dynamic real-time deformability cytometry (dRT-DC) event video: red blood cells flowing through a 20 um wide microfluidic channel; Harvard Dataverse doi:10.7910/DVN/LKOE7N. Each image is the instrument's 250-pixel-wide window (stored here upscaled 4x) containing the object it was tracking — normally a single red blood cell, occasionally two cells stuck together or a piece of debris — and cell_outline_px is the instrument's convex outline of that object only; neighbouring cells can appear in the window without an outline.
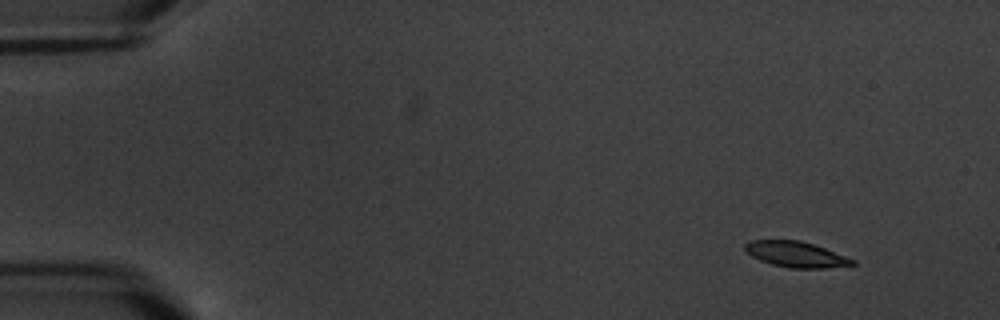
{"species": "common noctule bat (a hibernating species)", "species_latin": "Nyctalus noctula", "temperature_condition": "warm", "stored_images_in_passage": 6, "camera_frame_rate_fps": 3000, "um_per_image_px": 0.085, "animal": {"sex": "male", "body_mass_g": 20.1, "forearm_length_mm": 53.5}, "frame": {"image": 1, "passage_image": 1, "time_ms": 0.0, "image_size_px": [1000, 320], "cell_outline_px": [[856, 264], [824, 268], [788, 268], [772, 264], [760, 260], [752, 256], [744, 248], [744, 244], [748, 240], [800, 240], [824, 248], [856, 260]], "centroid_in_image_um": [67.63, 21.62], "position_along_channel_um": 17.4, "area_um2": 15.95}}
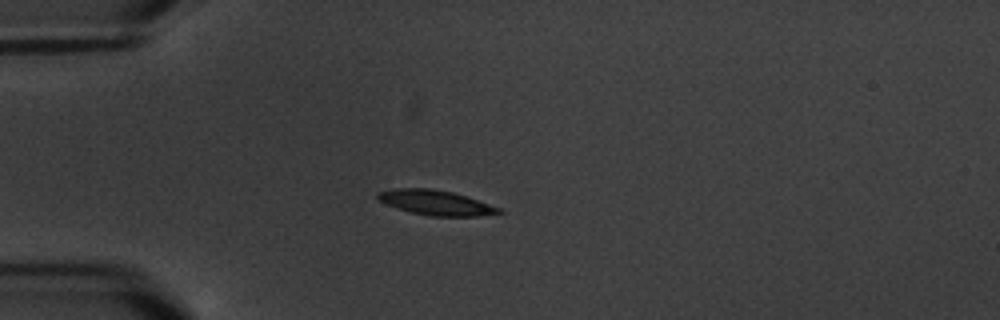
{"frame": {"image": 2, "passage_image": 4, "time_ms": 3.667, "image_size_px": [1000, 320], "cell_outline_px": [[504, 212], [476, 216], [428, 216], [396, 208], [376, 200], [376, 192], [392, 188], [432, 188], [452, 192], [500, 208]], "centroid_in_image_um": [36.94, 17.21], "position_along_channel_um": 48.1, "area_um2": 17.51}}